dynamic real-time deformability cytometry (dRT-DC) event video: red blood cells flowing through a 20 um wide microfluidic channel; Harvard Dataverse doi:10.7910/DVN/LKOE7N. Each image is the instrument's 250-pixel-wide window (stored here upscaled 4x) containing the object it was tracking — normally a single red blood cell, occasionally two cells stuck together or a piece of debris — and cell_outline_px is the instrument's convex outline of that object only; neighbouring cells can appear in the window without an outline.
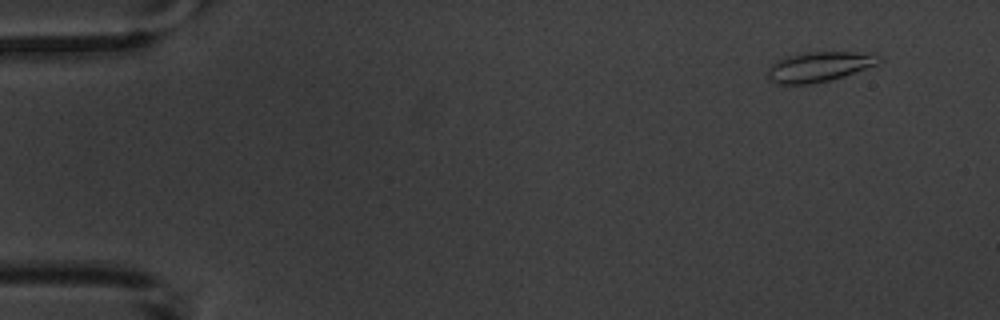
{"species": "common noctule bat (a hibernating species)", "species_latin": "Nyctalus noctula", "temperature_condition": "warm", "stored_images_in_passage": 9, "camera_frame_rate_fps": 3000, "um_per_image_px": 0.085, "animal": {"sex": "male", "body_mass_g": 20.1, "forearm_length_mm": 53.5}, "frame": {"image": 1, "passage_image": 1, "time_ms": 0.0, "image_size_px": [1000, 320], "cell_outline_px": [[880, 60], [876, 64], [844, 76], [812, 84], [780, 84], [772, 80], [768, 76], [768, 68], [776, 60], [788, 56], [808, 52], [872, 52], [880, 56]], "centroid_in_image_um": [69.64, 5.66], "position_along_channel_um": 15.4, "area_um2": 19.19}}
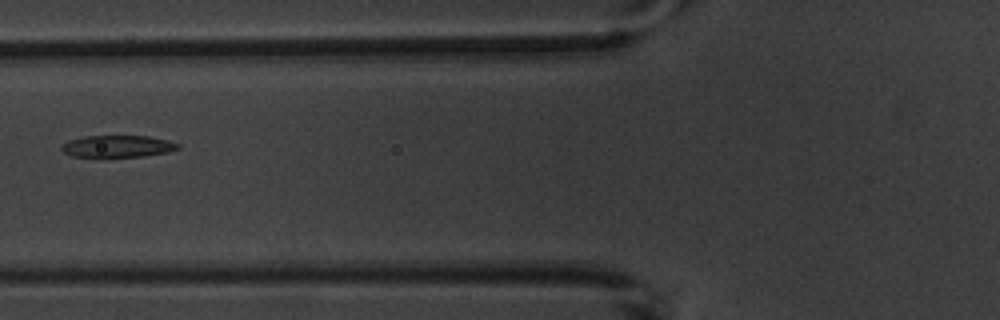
{"frame": {"image": 2, "passage_image": 6, "time_ms": 6.0, "image_size_px": [1000, 320], "cell_outline_px": [[180, 148], [168, 152], [140, 156], [72, 156], [64, 152], [60, 148], [68, 140], [84, 136], [148, 136], [168, 140], [180, 144]], "centroid_in_image_um": [10.02, 12.42], "position_along_channel_um": 115.8, "area_um2": 14.62}}
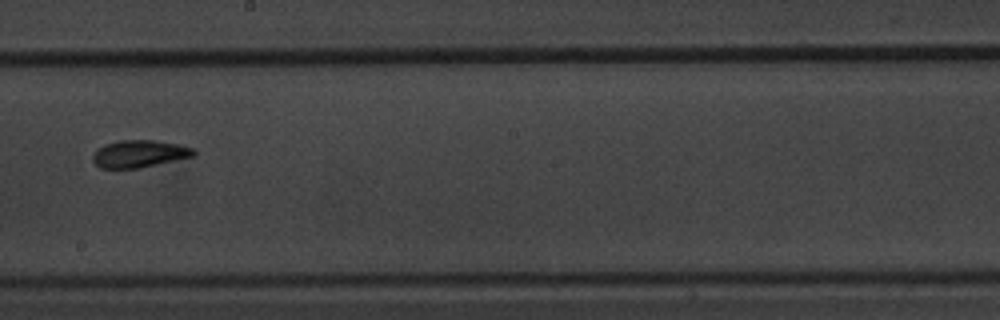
{"frame": {"image": 3, "passage_image": 9, "time_ms": 9.333, "image_size_px": [1000, 320], "cell_outline_px": [[196, 156], [140, 168], [100, 168], [92, 160], [92, 156], [104, 144], [120, 140], [152, 140], [180, 144], [192, 148], [196, 152]], "centroid_in_image_um": [11.88, 13.07], "position_along_channel_um": 236.3, "area_um2": 16.07}}